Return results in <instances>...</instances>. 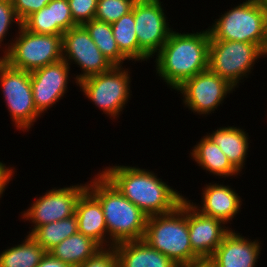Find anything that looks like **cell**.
<instances>
[{"mask_svg": "<svg viewBox=\"0 0 267 267\" xmlns=\"http://www.w3.org/2000/svg\"><path fill=\"white\" fill-rule=\"evenodd\" d=\"M143 240L178 266L202 260L190 244L186 197L173 211L148 217Z\"/></svg>", "mask_w": 267, "mask_h": 267, "instance_id": "4", "label": "cell"}, {"mask_svg": "<svg viewBox=\"0 0 267 267\" xmlns=\"http://www.w3.org/2000/svg\"><path fill=\"white\" fill-rule=\"evenodd\" d=\"M86 189L87 182L86 184L80 183V185L72 184L67 187L63 186V188L54 187L46 190L47 192L39 198L36 197L31 206L21 213V218L29 221L33 226L27 233L30 234L39 226L75 215L77 201Z\"/></svg>", "mask_w": 267, "mask_h": 267, "instance_id": "13", "label": "cell"}, {"mask_svg": "<svg viewBox=\"0 0 267 267\" xmlns=\"http://www.w3.org/2000/svg\"><path fill=\"white\" fill-rule=\"evenodd\" d=\"M114 247L117 251L118 267H178L143 239L121 242Z\"/></svg>", "mask_w": 267, "mask_h": 267, "instance_id": "19", "label": "cell"}, {"mask_svg": "<svg viewBox=\"0 0 267 267\" xmlns=\"http://www.w3.org/2000/svg\"><path fill=\"white\" fill-rule=\"evenodd\" d=\"M162 3L160 0H136L132 7L140 62L154 57L173 31Z\"/></svg>", "mask_w": 267, "mask_h": 267, "instance_id": "10", "label": "cell"}, {"mask_svg": "<svg viewBox=\"0 0 267 267\" xmlns=\"http://www.w3.org/2000/svg\"><path fill=\"white\" fill-rule=\"evenodd\" d=\"M112 33L120 52L129 60L138 62V40L135 31L134 12L123 15L111 24Z\"/></svg>", "mask_w": 267, "mask_h": 267, "instance_id": "26", "label": "cell"}, {"mask_svg": "<svg viewBox=\"0 0 267 267\" xmlns=\"http://www.w3.org/2000/svg\"><path fill=\"white\" fill-rule=\"evenodd\" d=\"M191 158L201 169L221 178L237 177L240 173L232 166L227 156L207 135L190 150Z\"/></svg>", "mask_w": 267, "mask_h": 267, "instance_id": "21", "label": "cell"}, {"mask_svg": "<svg viewBox=\"0 0 267 267\" xmlns=\"http://www.w3.org/2000/svg\"><path fill=\"white\" fill-rule=\"evenodd\" d=\"M77 267H118L115 247L101 248L94 256Z\"/></svg>", "mask_w": 267, "mask_h": 267, "instance_id": "32", "label": "cell"}, {"mask_svg": "<svg viewBox=\"0 0 267 267\" xmlns=\"http://www.w3.org/2000/svg\"><path fill=\"white\" fill-rule=\"evenodd\" d=\"M16 168L7 166L3 161H0V198L3 197L5 189L8 187V183L12 181V177L15 174Z\"/></svg>", "mask_w": 267, "mask_h": 267, "instance_id": "34", "label": "cell"}, {"mask_svg": "<svg viewBox=\"0 0 267 267\" xmlns=\"http://www.w3.org/2000/svg\"><path fill=\"white\" fill-rule=\"evenodd\" d=\"M75 215L78 232L93 239L102 248H107L108 230L101 203L88 189L80 195Z\"/></svg>", "mask_w": 267, "mask_h": 267, "instance_id": "18", "label": "cell"}, {"mask_svg": "<svg viewBox=\"0 0 267 267\" xmlns=\"http://www.w3.org/2000/svg\"><path fill=\"white\" fill-rule=\"evenodd\" d=\"M208 28L200 32L172 31L168 40L155 55V72L172 89L185 80L209 68Z\"/></svg>", "mask_w": 267, "mask_h": 267, "instance_id": "2", "label": "cell"}, {"mask_svg": "<svg viewBox=\"0 0 267 267\" xmlns=\"http://www.w3.org/2000/svg\"><path fill=\"white\" fill-rule=\"evenodd\" d=\"M82 26L87 30L97 48L114 66H122L126 60L129 62L118 48L110 23L94 18Z\"/></svg>", "mask_w": 267, "mask_h": 267, "instance_id": "24", "label": "cell"}, {"mask_svg": "<svg viewBox=\"0 0 267 267\" xmlns=\"http://www.w3.org/2000/svg\"><path fill=\"white\" fill-rule=\"evenodd\" d=\"M261 57H267V54L254 43L225 40L209 42V69L235 88H239V83L248 78Z\"/></svg>", "mask_w": 267, "mask_h": 267, "instance_id": "8", "label": "cell"}, {"mask_svg": "<svg viewBox=\"0 0 267 267\" xmlns=\"http://www.w3.org/2000/svg\"><path fill=\"white\" fill-rule=\"evenodd\" d=\"M175 91L181 93L184 107L194 114L207 116L223 105L235 87L208 68L185 80Z\"/></svg>", "mask_w": 267, "mask_h": 267, "instance_id": "11", "label": "cell"}, {"mask_svg": "<svg viewBox=\"0 0 267 267\" xmlns=\"http://www.w3.org/2000/svg\"><path fill=\"white\" fill-rule=\"evenodd\" d=\"M210 27V28H209ZM208 27L210 40L254 43L267 54V4L243 1Z\"/></svg>", "mask_w": 267, "mask_h": 267, "instance_id": "5", "label": "cell"}, {"mask_svg": "<svg viewBox=\"0 0 267 267\" xmlns=\"http://www.w3.org/2000/svg\"><path fill=\"white\" fill-rule=\"evenodd\" d=\"M128 69L114 66L107 72L82 79L77 86L93 105L101 109L111 120H115L131 99V72Z\"/></svg>", "mask_w": 267, "mask_h": 267, "instance_id": "6", "label": "cell"}, {"mask_svg": "<svg viewBox=\"0 0 267 267\" xmlns=\"http://www.w3.org/2000/svg\"><path fill=\"white\" fill-rule=\"evenodd\" d=\"M48 7H52L53 24H58L64 31L78 26L72 18L68 0H52Z\"/></svg>", "mask_w": 267, "mask_h": 267, "instance_id": "31", "label": "cell"}, {"mask_svg": "<svg viewBox=\"0 0 267 267\" xmlns=\"http://www.w3.org/2000/svg\"><path fill=\"white\" fill-rule=\"evenodd\" d=\"M12 24H14L15 27L17 26L18 29L22 26V22L17 17L11 0H0V48H3L1 51L3 53H0L2 54L0 59H3L9 52V42L4 45V41L7 40L6 36L10 33L9 29L13 27Z\"/></svg>", "mask_w": 267, "mask_h": 267, "instance_id": "29", "label": "cell"}, {"mask_svg": "<svg viewBox=\"0 0 267 267\" xmlns=\"http://www.w3.org/2000/svg\"><path fill=\"white\" fill-rule=\"evenodd\" d=\"M101 248L96 241L77 232L52 248L49 253L69 266L77 267Z\"/></svg>", "mask_w": 267, "mask_h": 267, "instance_id": "22", "label": "cell"}, {"mask_svg": "<svg viewBox=\"0 0 267 267\" xmlns=\"http://www.w3.org/2000/svg\"><path fill=\"white\" fill-rule=\"evenodd\" d=\"M63 59L81 69V73L72 77L78 82L89 76L111 70L114 65L97 48L87 30L82 26L70 28L62 36Z\"/></svg>", "mask_w": 267, "mask_h": 267, "instance_id": "12", "label": "cell"}, {"mask_svg": "<svg viewBox=\"0 0 267 267\" xmlns=\"http://www.w3.org/2000/svg\"><path fill=\"white\" fill-rule=\"evenodd\" d=\"M0 86L13 126L27 132L42 116L34 103L30 72L0 59Z\"/></svg>", "mask_w": 267, "mask_h": 267, "instance_id": "9", "label": "cell"}, {"mask_svg": "<svg viewBox=\"0 0 267 267\" xmlns=\"http://www.w3.org/2000/svg\"><path fill=\"white\" fill-rule=\"evenodd\" d=\"M52 0H11L17 17L23 22L29 15L39 11Z\"/></svg>", "mask_w": 267, "mask_h": 267, "instance_id": "33", "label": "cell"}, {"mask_svg": "<svg viewBox=\"0 0 267 267\" xmlns=\"http://www.w3.org/2000/svg\"><path fill=\"white\" fill-rule=\"evenodd\" d=\"M78 232L76 215L35 228L29 235L46 252L61 243L64 239Z\"/></svg>", "mask_w": 267, "mask_h": 267, "instance_id": "25", "label": "cell"}, {"mask_svg": "<svg viewBox=\"0 0 267 267\" xmlns=\"http://www.w3.org/2000/svg\"><path fill=\"white\" fill-rule=\"evenodd\" d=\"M225 225L219 219L200 213L188 201L189 240L192 250L201 259H209L232 230Z\"/></svg>", "mask_w": 267, "mask_h": 267, "instance_id": "15", "label": "cell"}, {"mask_svg": "<svg viewBox=\"0 0 267 267\" xmlns=\"http://www.w3.org/2000/svg\"><path fill=\"white\" fill-rule=\"evenodd\" d=\"M22 26L35 34L62 35L65 32L58 24H53L52 7L44 6L29 15Z\"/></svg>", "mask_w": 267, "mask_h": 267, "instance_id": "27", "label": "cell"}, {"mask_svg": "<svg viewBox=\"0 0 267 267\" xmlns=\"http://www.w3.org/2000/svg\"><path fill=\"white\" fill-rule=\"evenodd\" d=\"M99 171L148 217L173 211L185 198L148 169L115 164Z\"/></svg>", "mask_w": 267, "mask_h": 267, "instance_id": "1", "label": "cell"}, {"mask_svg": "<svg viewBox=\"0 0 267 267\" xmlns=\"http://www.w3.org/2000/svg\"><path fill=\"white\" fill-rule=\"evenodd\" d=\"M73 21L83 25L95 18L98 0H68Z\"/></svg>", "mask_w": 267, "mask_h": 267, "instance_id": "30", "label": "cell"}, {"mask_svg": "<svg viewBox=\"0 0 267 267\" xmlns=\"http://www.w3.org/2000/svg\"><path fill=\"white\" fill-rule=\"evenodd\" d=\"M262 243L231 230L208 259L214 267H256Z\"/></svg>", "mask_w": 267, "mask_h": 267, "instance_id": "16", "label": "cell"}, {"mask_svg": "<svg viewBox=\"0 0 267 267\" xmlns=\"http://www.w3.org/2000/svg\"><path fill=\"white\" fill-rule=\"evenodd\" d=\"M70 67L64 59H61L30 72L34 103L41 115L63 99L67 93V85L71 81Z\"/></svg>", "mask_w": 267, "mask_h": 267, "instance_id": "14", "label": "cell"}, {"mask_svg": "<svg viewBox=\"0 0 267 267\" xmlns=\"http://www.w3.org/2000/svg\"><path fill=\"white\" fill-rule=\"evenodd\" d=\"M245 129L234 126L217 127L207 136L218 145L232 166L239 172L245 167L249 152V135Z\"/></svg>", "mask_w": 267, "mask_h": 267, "instance_id": "20", "label": "cell"}, {"mask_svg": "<svg viewBox=\"0 0 267 267\" xmlns=\"http://www.w3.org/2000/svg\"><path fill=\"white\" fill-rule=\"evenodd\" d=\"M136 0H98L95 19L112 24L129 13Z\"/></svg>", "mask_w": 267, "mask_h": 267, "instance_id": "28", "label": "cell"}, {"mask_svg": "<svg viewBox=\"0 0 267 267\" xmlns=\"http://www.w3.org/2000/svg\"><path fill=\"white\" fill-rule=\"evenodd\" d=\"M90 178L87 189L99 200L108 230V247L125 241L142 240L148 216L101 173Z\"/></svg>", "mask_w": 267, "mask_h": 267, "instance_id": "3", "label": "cell"}, {"mask_svg": "<svg viewBox=\"0 0 267 267\" xmlns=\"http://www.w3.org/2000/svg\"><path fill=\"white\" fill-rule=\"evenodd\" d=\"M17 32L3 58L11 67L32 72L63 59L62 35L35 34L23 26Z\"/></svg>", "mask_w": 267, "mask_h": 267, "instance_id": "7", "label": "cell"}, {"mask_svg": "<svg viewBox=\"0 0 267 267\" xmlns=\"http://www.w3.org/2000/svg\"><path fill=\"white\" fill-rule=\"evenodd\" d=\"M178 267H214V265L208 259H202L197 262L184 264Z\"/></svg>", "mask_w": 267, "mask_h": 267, "instance_id": "36", "label": "cell"}, {"mask_svg": "<svg viewBox=\"0 0 267 267\" xmlns=\"http://www.w3.org/2000/svg\"><path fill=\"white\" fill-rule=\"evenodd\" d=\"M45 254V249L27 234L21 244L0 253V267H36Z\"/></svg>", "mask_w": 267, "mask_h": 267, "instance_id": "23", "label": "cell"}, {"mask_svg": "<svg viewBox=\"0 0 267 267\" xmlns=\"http://www.w3.org/2000/svg\"><path fill=\"white\" fill-rule=\"evenodd\" d=\"M201 206L186 198L200 213L230 223L241 211L242 198L230 185L209 183L202 188Z\"/></svg>", "mask_w": 267, "mask_h": 267, "instance_id": "17", "label": "cell"}, {"mask_svg": "<svg viewBox=\"0 0 267 267\" xmlns=\"http://www.w3.org/2000/svg\"><path fill=\"white\" fill-rule=\"evenodd\" d=\"M247 1L260 2V3H265V4H267V0H247Z\"/></svg>", "mask_w": 267, "mask_h": 267, "instance_id": "37", "label": "cell"}, {"mask_svg": "<svg viewBox=\"0 0 267 267\" xmlns=\"http://www.w3.org/2000/svg\"><path fill=\"white\" fill-rule=\"evenodd\" d=\"M36 267H71L61 260L54 258L49 252L42 257L40 263Z\"/></svg>", "mask_w": 267, "mask_h": 267, "instance_id": "35", "label": "cell"}]
</instances>
